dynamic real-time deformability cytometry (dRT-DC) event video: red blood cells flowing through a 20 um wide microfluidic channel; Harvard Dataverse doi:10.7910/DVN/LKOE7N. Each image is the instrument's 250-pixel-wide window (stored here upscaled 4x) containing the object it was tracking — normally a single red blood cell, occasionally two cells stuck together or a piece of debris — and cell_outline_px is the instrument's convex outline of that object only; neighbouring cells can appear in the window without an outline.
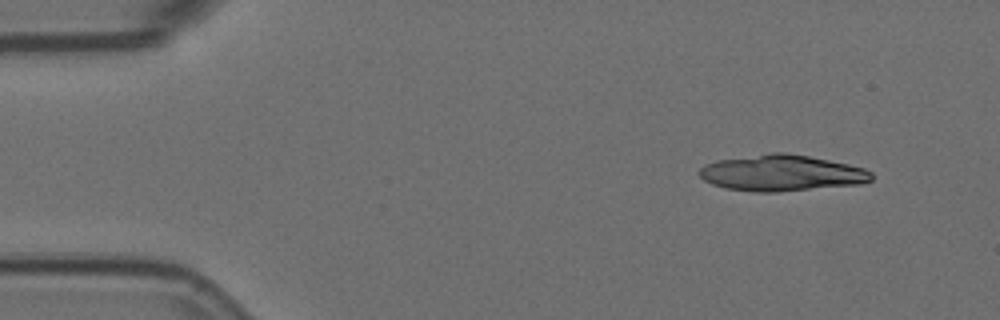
{"species": "Egyptian fruit bat (a non-hibernating species)", "species_latin": "Rousettus aegyptiacus", "temperature_condition": "room temperature", "stored_images_in_passage": 55, "camera_frame_rate_fps": 3000, "um_per_image_px": 0.085, "animal": {"sex": "female"}, "frame": {"image": 1, "passage_image": 4, "time_ms": 1.0, "image_size_px": [1000, 320], "cell_outline_px": [[872, 180], [860, 184], [776, 192], [752, 192], [724, 188], [712, 184], [704, 180], [700, 176], [700, 168], [704, 164], [716, 160], [772, 152], [784, 152], [808, 156], [848, 164], [864, 168], [872, 172]], "centroid_in_image_um": [66.41, 14.7], "position_along_channel_um": 18.6, "area_um2": 36.3}}
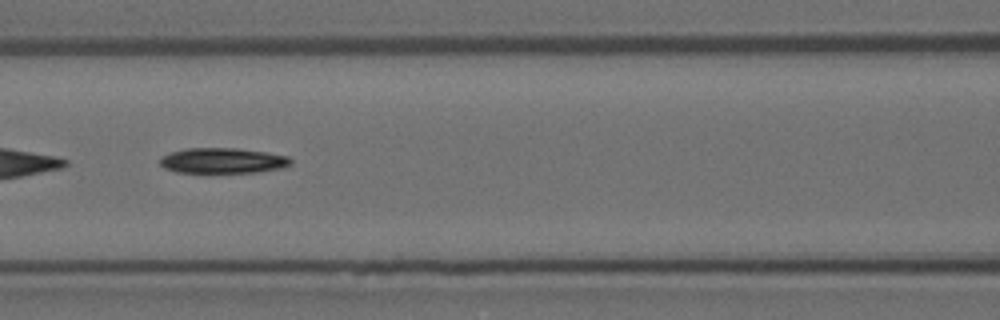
{"frame": {"image": 2, "passage_image": 23, "time_ms": 7.333, "image_size_px": [1000, 320], "cell_outline_px": [[292, 164], [280, 168], [256, 172], [176, 172], [164, 168], [160, 164], [160, 160], [164, 156], [172, 152], [184, 148], [236, 148], [264, 152], [288, 156], [292, 160]], "centroid_in_image_um": [18.93, 13.65], "position_along_channel_um": 147.7, "area_um2": 19.13}}
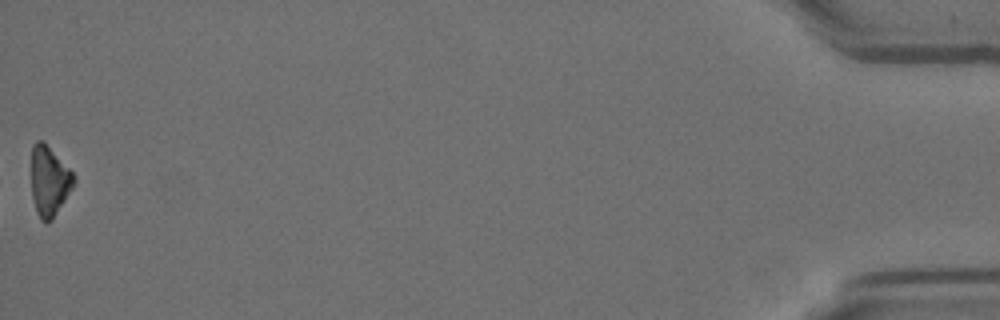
{"frame": {"image": 3, "passage_image": 55, "time_ms": 18.0, "image_size_px": [1000, 320], "cell_outline_px": [[76, 180], [72, 188], [52, 220], [40, 220], [36, 212], [32, 196], [32, 144], [36, 140], [44, 140], [76, 176]], "centroid_in_image_um": [4.19, 15.35], "position_along_channel_um": 431.0, "area_um2": 17.28}, "authors_computed_cell_mechanics": {"area_um2": 19.8254, "velocity_mm_per_s": 3.6035, "shape_relaxation_time_tau1_ms": 3.9857, "shape_relaxation_time_tau2_ms": null, "deformation_change_tau1": 0.1866, "deformation_change_tau2": null}}